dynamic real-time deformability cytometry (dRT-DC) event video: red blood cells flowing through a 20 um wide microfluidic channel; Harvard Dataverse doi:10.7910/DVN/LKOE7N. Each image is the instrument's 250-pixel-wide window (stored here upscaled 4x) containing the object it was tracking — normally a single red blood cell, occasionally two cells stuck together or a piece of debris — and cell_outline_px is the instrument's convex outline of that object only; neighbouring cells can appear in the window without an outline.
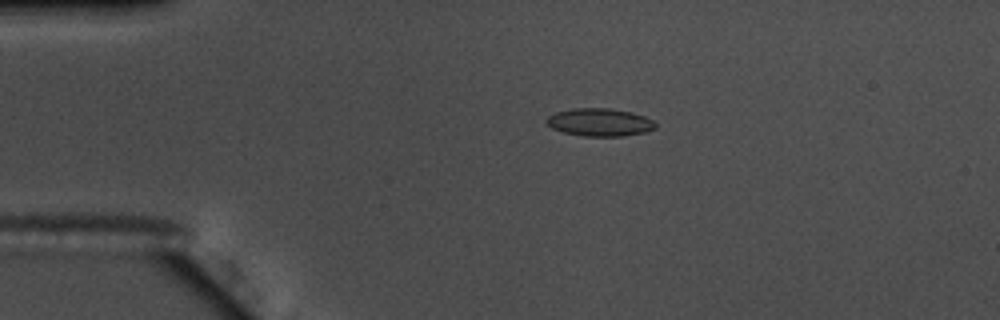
{"species": "common noctule bat (a hibernating species)", "species_latin": "Nyctalus noctula", "temperature_condition": "warm", "stored_images_in_passage": 41, "camera_frame_rate_fps": 3000, "um_per_image_px": 0.085, "animal": {"sex": "male", "body_mass_g": 17.5, "forearm_length_mm": 52.3}, "frame": {"image": 1, "passage_image": 4, "time_ms": 1.0, "image_size_px": [1000, 320], "cell_outline_px": [[656, 128], [644, 132], [624, 136], [584, 136], [564, 132], [552, 128], [544, 120], [548, 116], [556, 112], [572, 108], [608, 108], [632, 112], [644, 116], [652, 120], [656, 124]], "centroid_in_image_um": [50.97, 10.39], "position_along_channel_um": 34.0, "area_um2": 17.63}}
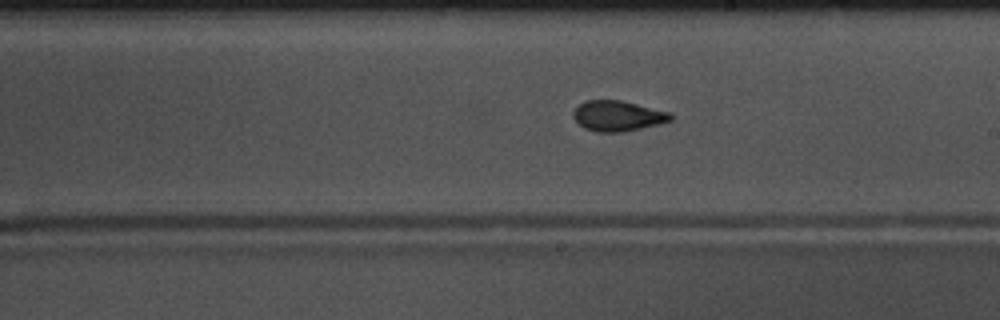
{"frame": {"image": 2, "passage_image": 24, "time_ms": 7.667, "image_size_px": [1000, 320], "cell_outline_px": [[672, 120], [640, 128], [620, 132], [596, 132], [584, 128], [572, 116], [572, 112], [584, 100], [620, 100], [668, 112], [672, 116]], "centroid_in_image_um": [52.45, 9.85], "position_along_channel_um": 236.6, "area_um2": 16.94}}
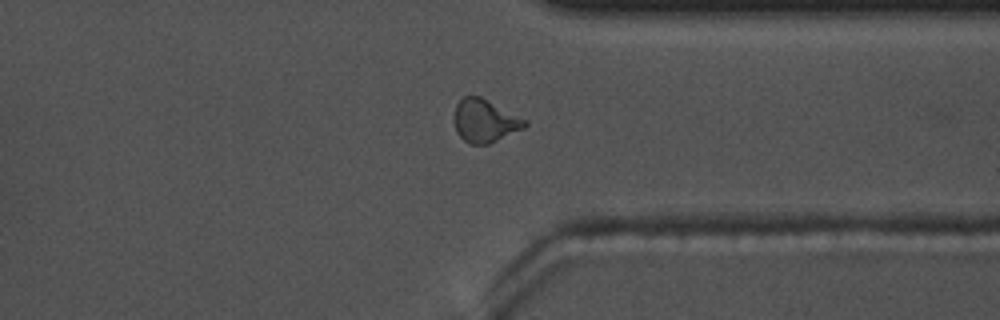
{"frame": {"image": 3, "passage_image": 35, "time_ms": 11.333, "image_size_px": [1000, 320], "cell_outline_px": [[528, 124], [524, 128], [488, 144], [468, 144], [456, 132], [452, 120], [456, 104], [464, 96], [480, 96], [528, 120]], "centroid_in_image_um": [41.19, 10.27], "position_along_channel_um": 370.2, "area_um2": 17.86}, "authors_computed_cell_mechanics": {"area_um2": 17.1666, "velocity_mm_per_s": 3.6762, "shape_relaxation_time_tau1_ms": 4.6769, "shape_relaxation_time_tau2_ms": 1.5437, "deformation_change_tau1": 0.1546, "deformation_change_tau2": 0.0731}}